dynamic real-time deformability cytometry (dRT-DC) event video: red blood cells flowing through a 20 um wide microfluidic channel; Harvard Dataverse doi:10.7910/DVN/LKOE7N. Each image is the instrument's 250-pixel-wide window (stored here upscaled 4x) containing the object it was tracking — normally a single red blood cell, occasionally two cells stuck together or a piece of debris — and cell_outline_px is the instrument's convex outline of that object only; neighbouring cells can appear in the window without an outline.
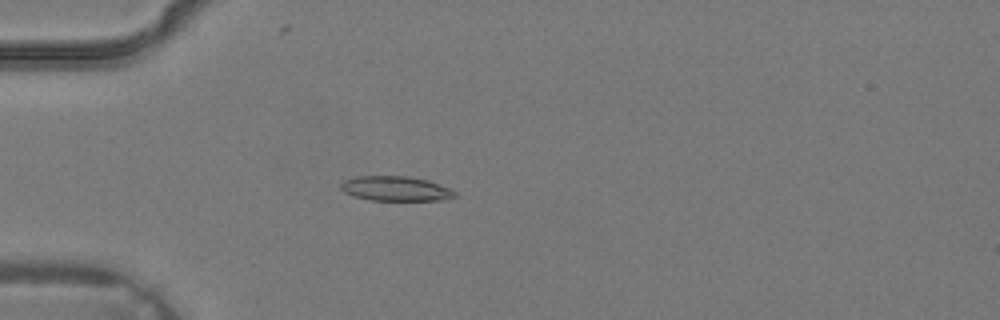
{"species": "common noctule bat (a hibernating species)", "species_latin": "Nyctalus noctula", "temperature_condition": "warm", "stored_images_in_passage": 3, "camera_frame_rate_fps": 3000, "um_per_image_px": 0.085, "animal": {"sex": "male", "body_mass_g": 19.2, "forearm_length_mm": 51.8}, "frame": {"image": 1, "passage_image": 3, "time_ms": 0.667, "image_size_px": [1000, 320], "cell_outline_px": [[460, 196], [444, 200], [368, 200], [352, 196], [344, 192], [340, 188], [340, 184], [344, 180], [356, 176], [408, 176], [428, 180], [452, 188]], "centroid_in_image_um": [33.67, 16.03], "position_along_channel_um": 51.3, "area_um2": 16.76}}